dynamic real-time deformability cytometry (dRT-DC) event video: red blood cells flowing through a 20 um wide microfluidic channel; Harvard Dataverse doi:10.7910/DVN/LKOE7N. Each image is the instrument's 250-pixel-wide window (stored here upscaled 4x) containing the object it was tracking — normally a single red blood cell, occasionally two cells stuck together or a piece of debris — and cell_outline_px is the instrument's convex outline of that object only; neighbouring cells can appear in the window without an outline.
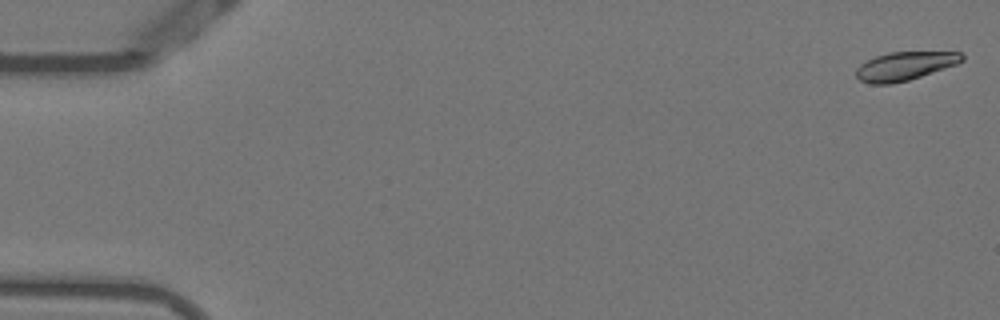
{"species": "Egyptian fruit bat (a non-hibernating species)", "species_latin": "Rousettus aegyptiacus", "temperature_condition": "warm", "stored_images_in_passage": 13, "camera_frame_rate_fps": 3000, "um_per_image_px": 0.085, "animal": {"sex": "female"}, "frame": {"image": 1, "passage_image": 1, "time_ms": 0.0, "image_size_px": [1000, 320], "cell_outline_px": [[964, 60], [956, 64], [908, 80], [892, 84], [872, 84], [860, 80], [856, 76], [856, 68], [860, 64], [876, 56], [888, 52], [960, 52], [964, 56]], "centroid_in_image_um": [76.88, 5.61], "position_along_channel_um": 8.1, "area_um2": 17.4}}